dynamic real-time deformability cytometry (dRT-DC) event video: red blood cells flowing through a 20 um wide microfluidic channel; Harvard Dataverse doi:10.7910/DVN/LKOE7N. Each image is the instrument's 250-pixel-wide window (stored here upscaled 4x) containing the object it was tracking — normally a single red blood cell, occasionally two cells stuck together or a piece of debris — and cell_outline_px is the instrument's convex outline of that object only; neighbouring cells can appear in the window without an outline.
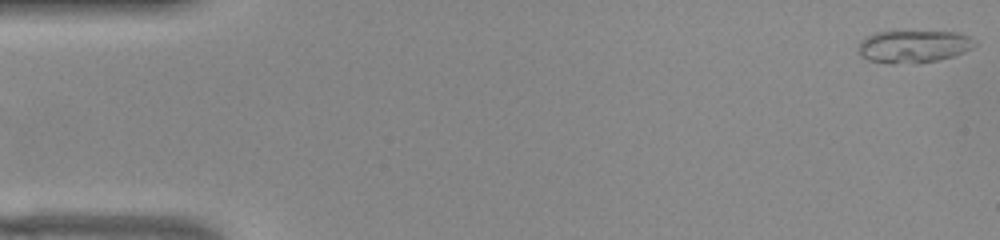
{"species": "common noctule bat (a hibernating species)", "species_latin": "Nyctalus noctula", "temperature_condition": "warm", "stored_images_in_passage": 53, "camera_frame_rate_fps": 3000, "um_per_image_px": 0.085, "animal": {"sex": "female", "body_mass_g": 22.0, "forearm_length_mm": 56.7}, "frame": {"image": 1, "passage_image": 1, "time_ms": 0.0, "image_size_px": [1000, 240], "cell_outline_px": [[976, 44], [972, 48], [964, 52], [952, 56], [936, 60], [892, 64], [868, 60], [860, 56], [856, 48], [860, 40], [864, 36], [872, 32], [896, 28], [956, 32], [968, 36]], "centroid_in_image_um": [77.53, 3.87], "position_along_channel_um": 7.5, "area_um2": 23.12}}
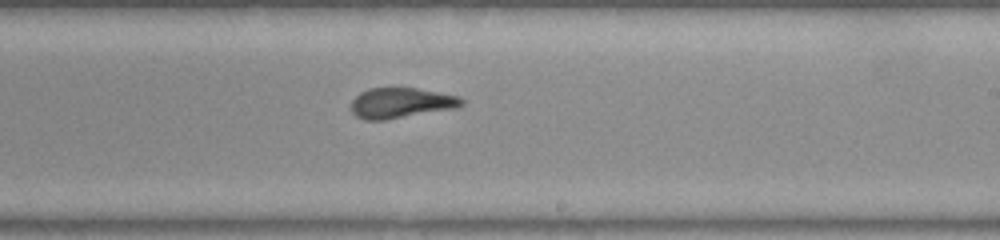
{"frame": {"image": 2, "passage_image": 31, "time_ms": 10.0, "image_size_px": [1000, 240], "cell_outline_px": [[464, 104], [456, 108], [384, 120], [364, 120], [356, 116], [352, 112], [352, 100], [360, 92], [368, 88], [416, 88], [440, 92], [460, 96], [464, 100]], "centroid_in_image_um": [34.1, 8.74], "position_along_channel_um": 254.9, "area_um2": 19.59}}
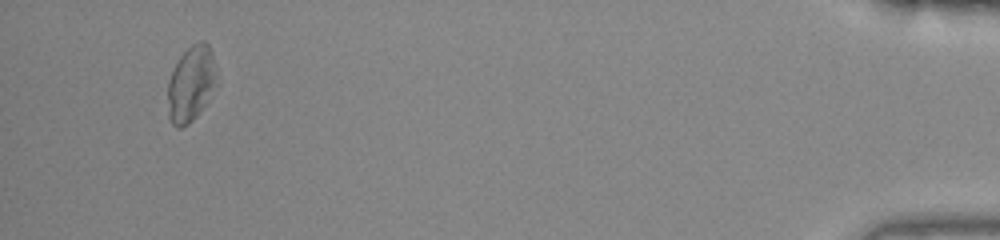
{"frame": {"image": 3, "passage_image": 50, "time_ms": 16.333, "image_size_px": [1000, 240], "cell_outline_px": [[216, 72], [204, 104], [196, 116], [188, 124], [180, 128], [176, 128], [168, 120], [168, 80], [180, 56], [192, 44], [200, 40], [204, 40], [208, 44], [212, 52]], "centroid_in_image_um": [16.17, 7.11], "position_along_channel_um": 419.0, "area_um2": 20.87}, "authors_computed_cell_mechanics": {"area_um2": 20.6346, "velocity_mm_per_s": 3.8528, "shape_relaxation_time_tau1_ms": null, "shape_relaxation_time_tau2_ms": 1.823, "deformation_change_tau1": null, "deformation_change_tau2": 0.0927}}